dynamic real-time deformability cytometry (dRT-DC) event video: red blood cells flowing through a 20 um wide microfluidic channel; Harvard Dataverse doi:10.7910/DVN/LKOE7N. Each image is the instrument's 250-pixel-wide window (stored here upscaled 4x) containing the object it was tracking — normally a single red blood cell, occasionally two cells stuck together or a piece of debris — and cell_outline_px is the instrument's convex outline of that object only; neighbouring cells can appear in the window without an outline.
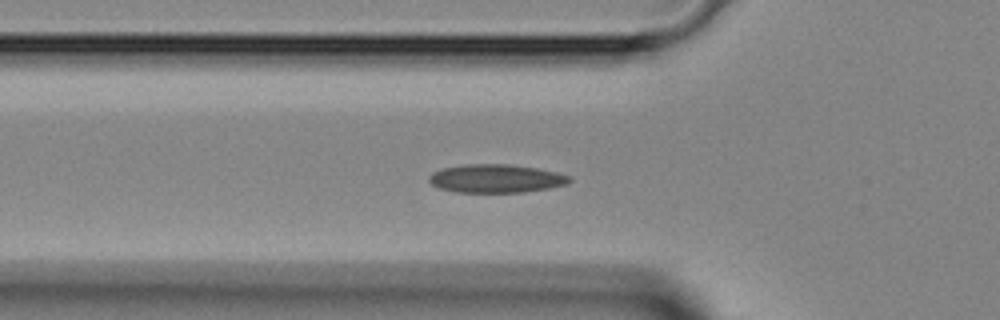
{"species": "Egyptian fruit bat (a non-hibernating species)", "species_latin": "Rousettus aegyptiacus", "temperature_condition": "room temperature", "stored_images_in_passage": 45, "camera_frame_rate_fps": 3000, "um_per_image_px": 0.085, "animal": {"sex": "female"}, "frame": {"image": 1, "passage_image": 14, "time_ms": 4.333, "image_size_px": [1000, 320], "cell_outline_px": [[572, 180], [568, 184], [548, 188], [524, 192], [456, 192], [440, 188], [432, 184], [428, 180], [428, 176], [432, 172], [440, 168], [464, 164], [508, 164], [536, 168], [556, 172], [572, 176]], "centroid_in_image_um": [42.15, 15.17], "position_along_channel_um": 83.6, "area_um2": 23.35}}
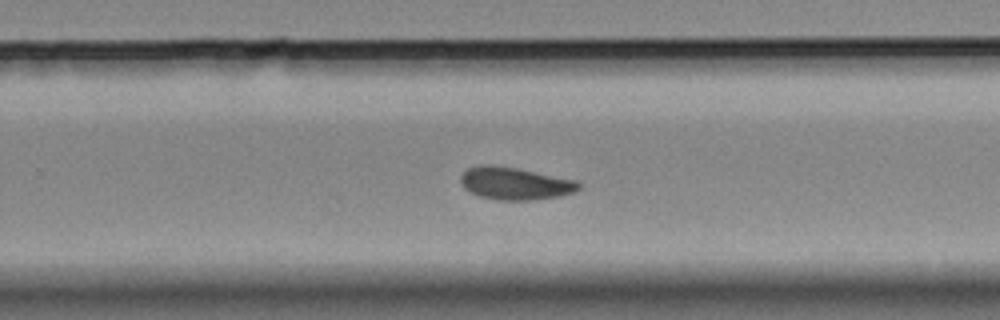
{"frame": {"image": 2, "passage_image": 28, "time_ms": 9.0, "image_size_px": [1000, 320], "cell_outline_px": [[580, 188], [576, 192], [560, 196], [532, 200], [496, 200], [480, 196], [464, 188], [460, 180], [460, 176], [468, 168], [476, 164], [492, 164], [516, 168], [576, 180], [580, 184]], "centroid_in_image_um": [43.76, 15.59], "position_along_channel_um": 286.0, "area_um2": 22.43}}
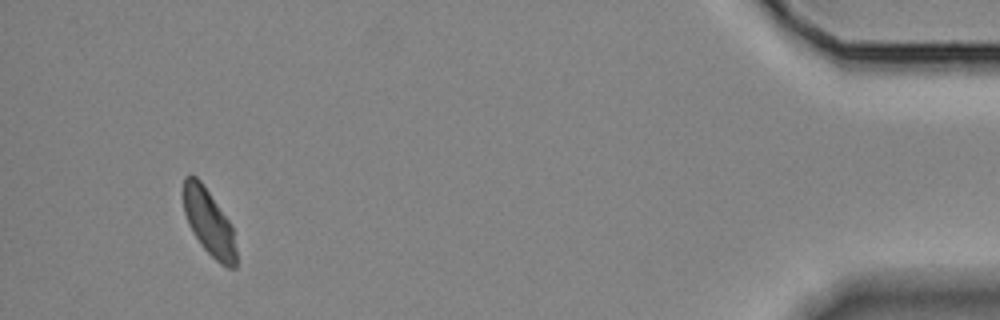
{"frame": {"image": 3, "passage_image": 42, "time_ms": 13.667, "image_size_px": [1000, 320], "cell_outline_px": [[236, 268], [228, 268], [220, 264], [200, 244], [192, 232], [188, 224], [184, 212], [184, 176], [196, 176], [200, 180], [228, 220], [232, 228], [236, 248]], "centroid_in_image_um": [17.75, 18.94], "position_along_channel_um": 417.4, "area_um2": 20.0}}